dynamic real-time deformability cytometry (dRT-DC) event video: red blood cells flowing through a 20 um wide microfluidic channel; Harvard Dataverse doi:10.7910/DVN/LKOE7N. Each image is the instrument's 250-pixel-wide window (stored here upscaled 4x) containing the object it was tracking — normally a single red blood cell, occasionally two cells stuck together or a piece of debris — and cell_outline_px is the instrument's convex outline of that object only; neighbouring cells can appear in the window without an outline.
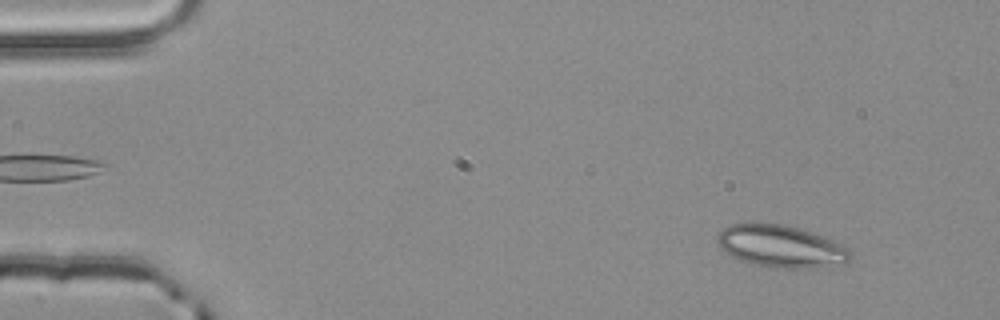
{"species": "common noctule bat (a hibernating species)", "species_latin": "Nyctalus noctula", "temperature_condition": "room temperature", "stored_images_in_passage": 3, "camera_frame_rate_fps": 3000, "um_per_image_px": 0.085, "animal": {"sex": "male", "body_mass_g": 20.4}, "frame": {"image": 1, "passage_image": 1, "time_ms": 0.0, "image_size_px": [1000, 320], "cell_outline_px": [[852, 256], [848, 260], [808, 268], [776, 268], [756, 264], [740, 260], [732, 256], [720, 248], [716, 240], [716, 236], [724, 228], [732, 224], [784, 224], [832, 240], [852, 252]], "centroid_in_image_um": [66.29, 20.93], "position_along_channel_um": 18.7, "area_um2": 31.62}}